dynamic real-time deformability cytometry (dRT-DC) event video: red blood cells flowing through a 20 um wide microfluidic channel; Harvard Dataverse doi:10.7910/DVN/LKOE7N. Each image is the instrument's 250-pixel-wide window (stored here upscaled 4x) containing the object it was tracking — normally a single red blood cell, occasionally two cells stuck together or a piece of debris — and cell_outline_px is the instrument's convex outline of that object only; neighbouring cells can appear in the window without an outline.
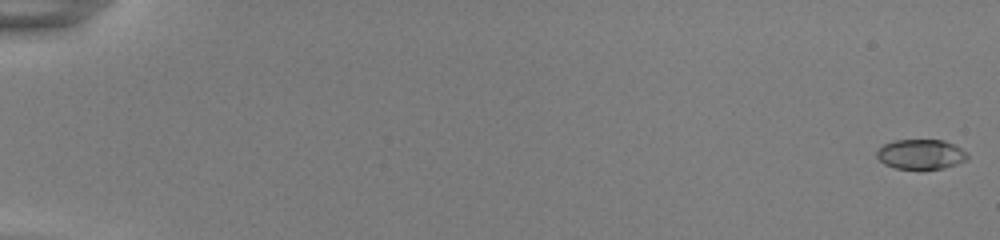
{"species": "common noctule bat (a hibernating species)", "species_latin": "Nyctalus noctula", "temperature_condition": "room temperature", "stored_images_in_passage": 7, "camera_frame_rate_fps": 3000, "um_per_image_px": 0.085, "animal": {"sex": "female", "body_mass_g": 22.0, "forearm_length_mm": 56.7}, "frame": {"image": 1, "passage_image": 1, "time_ms": 0.0, "image_size_px": [1000, 240], "cell_outline_px": [[968, 160], [944, 168], [920, 172], [896, 168], [884, 164], [876, 156], [876, 152], [884, 144], [896, 140], [944, 140], [968, 152]], "centroid_in_image_um": [78.29, 13.16], "position_along_channel_um": 6.7, "area_um2": 16.3}}